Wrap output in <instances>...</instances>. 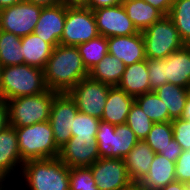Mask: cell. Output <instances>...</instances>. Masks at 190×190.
Returning <instances> with one entry per match:
<instances>
[{
	"label": "cell",
	"mask_w": 190,
	"mask_h": 190,
	"mask_svg": "<svg viewBox=\"0 0 190 190\" xmlns=\"http://www.w3.org/2000/svg\"><path fill=\"white\" fill-rule=\"evenodd\" d=\"M89 76L77 46L57 45L44 69L46 88L68 93L81 79Z\"/></svg>",
	"instance_id": "1"
},
{
	"label": "cell",
	"mask_w": 190,
	"mask_h": 190,
	"mask_svg": "<svg viewBox=\"0 0 190 190\" xmlns=\"http://www.w3.org/2000/svg\"><path fill=\"white\" fill-rule=\"evenodd\" d=\"M20 175L28 190H70L69 167L59 157L26 161Z\"/></svg>",
	"instance_id": "2"
},
{
	"label": "cell",
	"mask_w": 190,
	"mask_h": 190,
	"mask_svg": "<svg viewBox=\"0 0 190 190\" xmlns=\"http://www.w3.org/2000/svg\"><path fill=\"white\" fill-rule=\"evenodd\" d=\"M46 90L43 69L25 63L2 67L0 98L8 101L21 96L38 95Z\"/></svg>",
	"instance_id": "3"
},
{
	"label": "cell",
	"mask_w": 190,
	"mask_h": 190,
	"mask_svg": "<svg viewBox=\"0 0 190 190\" xmlns=\"http://www.w3.org/2000/svg\"><path fill=\"white\" fill-rule=\"evenodd\" d=\"M22 162L46 158H57L60 149L55 144L49 121L25 127H15Z\"/></svg>",
	"instance_id": "4"
},
{
	"label": "cell",
	"mask_w": 190,
	"mask_h": 190,
	"mask_svg": "<svg viewBox=\"0 0 190 190\" xmlns=\"http://www.w3.org/2000/svg\"><path fill=\"white\" fill-rule=\"evenodd\" d=\"M58 93L47 89L38 95L21 96L7 101L9 125L25 127L49 121L54 97Z\"/></svg>",
	"instance_id": "5"
},
{
	"label": "cell",
	"mask_w": 190,
	"mask_h": 190,
	"mask_svg": "<svg viewBox=\"0 0 190 190\" xmlns=\"http://www.w3.org/2000/svg\"><path fill=\"white\" fill-rule=\"evenodd\" d=\"M145 55L148 59H165L171 53L184 47L173 21L163 16L142 32Z\"/></svg>",
	"instance_id": "6"
},
{
	"label": "cell",
	"mask_w": 190,
	"mask_h": 190,
	"mask_svg": "<svg viewBox=\"0 0 190 190\" xmlns=\"http://www.w3.org/2000/svg\"><path fill=\"white\" fill-rule=\"evenodd\" d=\"M99 35L93 11L87 7H66L60 45L77 46Z\"/></svg>",
	"instance_id": "7"
},
{
	"label": "cell",
	"mask_w": 190,
	"mask_h": 190,
	"mask_svg": "<svg viewBox=\"0 0 190 190\" xmlns=\"http://www.w3.org/2000/svg\"><path fill=\"white\" fill-rule=\"evenodd\" d=\"M110 87L87 76L68 94L75 101L79 112L101 119Z\"/></svg>",
	"instance_id": "8"
},
{
	"label": "cell",
	"mask_w": 190,
	"mask_h": 190,
	"mask_svg": "<svg viewBox=\"0 0 190 190\" xmlns=\"http://www.w3.org/2000/svg\"><path fill=\"white\" fill-rule=\"evenodd\" d=\"M42 6L23 0L20 3L0 10V30L11 32L19 37L34 33Z\"/></svg>",
	"instance_id": "9"
},
{
	"label": "cell",
	"mask_w": 190,
	"mask_h": 190,
	"mask_svg": "<svg viewBox=\"0 0 190 190\" xmlns=\"http://www.w3.org/2000/svg\"><path fill=\"white\" fill-rule=\"evenodd\" d=\"M75 101L68 93H58L52 102L49 123L54 140L60 149L71 138V128L78 113Z\"/></svg>",
	"instance_id": "10"
},
{
	"label": "cell",
	"mask_w": 190,
	"mask_h": 190,
	"mask_svg": "<svg viewBox=\"0 0 190 190\" xmlns=\"http://www.w3.org/2000/svg\"><path fill=\"white\" fill-rule=\"evenodd\" d=\"M92 11L96 19L99 35L108 38L139 33L122 4Z\"/></svg>",
	"instance_id": "11"
},
{
	"label": "cell",
	"mask_w": 190,
	"mask_h": 190,
	"mask_svg": "<svg viewBox=\"0 0 190 190\" xmlns=\"http://www.w3.org/2000/svg\"><path fill=\"white\" fill-rule=\"evenodd\" d=\"M89 168L100 190H121L131 182L124 159L99 158Z\"/></svg>",
	"instance_id": "12"
},
{
	"label": "cell",
	"mask_w": 190,
	"mask_h": 190,
	"mask_svg": "<svg viewBox=\"0 0 190 190\" xmlns=\"http://www.w3.org/2000/svg\"><path fill=\"white\" fill-rule=\"evenodd\" d=\"M58 157L69 168L90 167L100 158L96 138L71 136L68 142L60 148Z\"/></svg>",
	"instance_id": "13"
},
{
	"label": "cell",
	"mask_w": 190,
	"mask_h": 190,
	"mask_svg": "<svg viewBox=\"0 0 190 190\" xmlns=\"http://www.w3.org/2000/svg\"><path fill=\"white\" fill-rule=\"evenodd\" d=\"M22 165L15 127L8 125L0 132V178L5 181V185H8L7 179L16 174L13 173L15 170L20 174Z\"/></svg>",
	"instance_id": "14"
},
{
	"label": "cell",
	"mask_w": 190,
	"mask_h": 190,
	"mask_svg": "<svg viewBox=\"0 0 190 190\" xmlns=\"http://www.w3.org/2000/svg\"><path fill=\"white\" fill-rule=\"evenodd\" d=\"M66 19V7L62 4L42 7L34 33L53 47L60 44Z\"/></svg>",
	"instance_id": "15"
},
{
	"label": "cell",
	"mask_w": 190,
	"mask_h": 190,
	"mask_svg": "<svg viewBox=\"0 0 190 190\" xmlns=\"http://www.w3.org/2000/svg\"><path fill=\"white\" fill-rule=\"evenodd\" d=\"M108 53L120 59L126 66L146 60L142 32L129 36L107 38Z\"/></svg>",
	"instance_id": "16"
},
{
	"label": "cell",
	"mask_w": 190,
	"mask_h": 190,
	"mask_svg": "<svg viewBox=\"0 0 190 190\" xmlns=\"http://www.w3.org/2000/svg\"><path fill=\"white\" fill-rule=\"evenodd\" d=\"M134 102L135 98L128 95L124 90L118 86H111L101 120L114 125L126 124Z\"/></svg>",
	"instance_id": "17"
},
{
	"label": "cell",
	"mask_w": 190,
	"mask_h": 190,
	"mask_svg": "<svg viewBox=\"0 0 190 190\" xmlns=\"http://www.w3.org/2000/svg\"><path fill=\"white\" fill-rule=\"evenodd\" d=\"M175 180V162L156 153L149 172L140 179L139 183L146 190H159Z\"/></svg>",
	"instance_id": "18"
},
{
	"label": "cell",
	"mask_w": 190,
	"mask_h": 190,
	"mask_svg": "<svg viewBox=\"0 0 190 190\" xmlns=\"http://www.w3.org/2000/svg\"><path fill=\"white\" fill-rule=\"evenodd\" d=\"M117 86L134 98L151 92L147 58L146 60L126 66L121 81Z\"/></svg>",
	"instance_id": "19"
},
{
	"label": "cell",
	"mask_w": 190,
	"mask_h": 190,
	"mask_svg": "<svg viewBox=\"0 0 190 190\" xmlns=\"http://www.w3.org/2000/svg\"><path fill=\"white\" fill-rule=\"evenodd\" d=\"M155 154L144 140L136 143L124 158L127 174L131 181L139 182L149 172Z\"/></svg>",
	"instance_id": "20"
},
{
	"label": "cell",
	"mask_w": 190,
	"mask_h": 190,
	"mask_svg": "<svg viewBox=\"0 0 190 190\" xmlns=\"http://www.w3.org/2000/svg\"><path fill=\"white\" fill-rule=\"evenodd\" d=\"M53 49L50 43L42 40L35 33L21 37L19 52L24 57V63L29 66L44 70Z\"/></svg>",
	"instance_id": "21"
},
{
	"label": "cell",
	"mask_w": 190,
	"mask_h": 190,
	"mask_svg": "<svg viewBox=\"0 0 190 190\" xmlns=\"http://www.w3.org/2000/svg\"><path fill=\"white\" fill-rule=\"evenodd\" d=\"M165 78L168 83L190 88V52L185 46L165 58Z\"/></svg>",
	"instance_id": "22"
},
{
	"label": "cell",
	"mask_w": 190,
	"mask_h": 190,
	"mask_svg": "<svg viewBox=\"0 0 190 190\" xmlns=\"http://www.w3.org/2000/svg\"><path fill=\"white\" fill-rule=\"evenodd\" d=\"M126 13L139 32H143L164 15L144 0H123Z\"/></svg>",
	"instance_id": "23"
},
{
	"label": "cell",
	"mask_w": 190,
	"mask_h": 190,
	"mask_svg": "<svg viewBox=\"0 0 190 190\" xmlns=\"http://www.w3.org/2000/svg\"><path fill=\"white\" fill-rule=\"evenodd\" d=\"M162 100L165 108H168L169 122L181 118L190 88H184L172 83H166L154 90Z\"/></svg>",
	"instance_id": "24"
},
{
	"label": "cell",
	"mask_w": 190,
	"mask_h": 190,
	"mask_svg": "<svg viewBox=\"0 0 190 190\" xmlns=\"http://www.w3.org/2000/svg\"><path fill=\"white\" fill-rule=\"evenodd\" d=\"M126 65L109 53L90 71L89 76L110 86H117L121 81Z\"/></svg>",
	"instance_id": "25"
},
{
	"label": "cell",
	"mask_w": 190,
	"mask_h": 190,
	"mask_svg": "<svg viewBox=\"0 0 190 190\" xmlns=\"http://www.w3.org/2000/svg\"><path fill=\"white\" fill-rule=\"evenodd\" d=\"M20 47L21 37L0 30V63L2 67L24 64V57L19 52Z\"/></svg>",
	"instance_id": "26"
},
{
	"label": "cell",
	"mask_w": 190,
	"mask_h": 190,
	"mask_svg": "<svg viewBox=\"0 0 190 190\" xmlns=\"http://www.w3.org/2000/svg\"><path fill=\"white\" fill-rule=\"evenodd\" d=\"M79 54L82 57L85 68L90 71L108 54L107 38L98 35L88 42L77 45Z\"/></svg>",
	"instance_id": "27"
},
{
	"label": "cell",
	"mask_w": 190,
	"mask_h": 190,
	"mask_svg": "<svg viewBox=\"0 0 190 190\" xmlns=\"http://www.w3.org/2000/svg\"><path fill=\"white\" fill-rule=\"evenodd\" d=\"M138 138L127 124L116 125L111 140V158L124 159L138 142Z\"/></svg>",
	"instance_id": "28"
},
{
	"label": "cell",
	"mask_w": 190,
	"mask_h": 190,
	"mask_svg": "<svg viewBox=\"0 0 190 190\" xmlns=\"http://www.w3.org/2000/svg\"><path fill=\"white\" fill-rule=\"evenodd\" d=\"M135 102L154 123L169 121L168 108L154 91L135 97Z\"/></svg>",
	"instance_id": "29"
},
{
	"label": "cell",
	"mask_w": 190,
	"mask_h": 190,
	"mask_svg": "<svg viewBox=\"0 0 190 190\" xmlns=\"http://www.w3.org/2000/svg\"><path fill=\"white\" fill-rule=\"evenodd\" d=\"M168 17L173 21L181 40H190V0H174Z\"/></svg>",
	"instance_id": "30"
},
{
	"label": "cell",
	"mask_w": 190,
	"mask_h": 190,
	"mask_svg": "<svg viewBox=\"0 0 190 190\" xmlns=\"http://www.w3.org/2000/svg\"><path fill=\"white\" fill-rule=\"evenodd\" d=\"M173 139V126L171 122L154 123L144 141L155 153L164 150Z\"/></svg>",
	"instance_id": "31"
},
{
	"label": "cell",
	"mask_w": 190,
	"mask_h": 190,
	"mask_svg": "<svg viewBox=\"0 0 190 190\" xmlns=\"http://www.w3.org/2000/svg\"><path fill=\"white\" fill-rule=\"evenodd\" d=\"M126 124L140 141L147 137L154 122L144 113L141 107L134 102L128 114Z\"/></svg>",
	"instance_id": "32"
},
{
	"label": "cell",
	"mask_w": 190,
	"mask_h": 190,
	"mask_svg": "<svg viewBox=\"0 0 190 190\" xmlns=\"http://www.w3.org/2000/svg\"><path fill=\"white\" fill-rule=\"evenodd\" d=\"M101 119L78 112L74 118L71 136L77 138H96Z\"/></svg>",
	"instance_id": "33"
},
{
	"label": "cell",
	"mask_w": 190,
	"mask_h": 190,
	"mask_svg": "<svg viewBox=\"0 0 190 190\" xmlns=\"http://www.w3.org/2000/svg\"><path fill=\"white\" fill-rule=\"evenodd\" d=\"M70 190H100L89 167L69 168Z\"/></svg>",
	"instance_id": "34"
},
{
	"label": "cell",
	"mask_w": 190,
	"mask_h": 190,
	"mask_svg": "<svg viewBox=\"0 0 190 190\" xmlns=\"http://www.w3.org/2000/svg\"><path fill=\"white\" fill-rule=\"evenodd\" d=\"M116 125L110 124L105 121H100L97 135L96 143L98 145V151L100 158H111L112 146V134L115 133Z\"/></svg>",
	"instance_id": "35"
},
{
	"label": "cell",
	"mask_w": 190,
	"mask_h": 190,
	"mask_svg": "<svg viewBox=\"0 0 190 190\" xmlns=\"http://www.w3.org/2000/svg\"><path fill=\"white\" fill-rule=\"evenodd\" d=\"M148 77L151 85V92L168 83L165 78V59H148Z\"/></svg>",
	"instance_id": "36"
},
{
	"label": "cell",
	"mask_w": 190,
	"mask_h": 190,
	"mask_svg": "<svg viewBox=\"0 0 190 190\" xmlns=\"http://www.w3.org/2000/svg\"><path fill=\"white\" fill-rule=\"evenodd\" d=\"M173 126V138L182 147V150L190 149V120L183 118L171 121Z\"/></svg>",
	"instance_id": "37"
},
{
	"label": "cell",
	"mask_w": 190,
	"mask_h": 190,
	"mask_svg": "<svg viewBox=\"0 0 190 190\" xmlns=\"http://www.w3.org/2000/svg\"><path fill=\"white\" fill-rule=\"evenodd\" d=\"M176 180L190 185V149L183 150L175 163Z\"/></svg>",
	"instance_id": "38"
},
{
	"label": "cell",
	"mask_w": 190,
	"mask_h": 190,
	"mask_svg": "<svg viewBox=\"0 0 190 190\" xmlns=\"http://www.w3.org/2000/svg\"><path fill=\"white\" fill-rule=\"evenodd\" d=\"M182 147L177 143V141L173 138L169 145L160 152L164 157L168 160L173 161L176 163V160L182 153Z\"/></svg>",
	"instance_id": "39"
},
{
	"label": "cell",
	"mask_w": 190,
	"mask_h": 190,
	"mask_svg": "<svg viewBox=\"0 0 190 190\" xmlns=\"http://www.w3.org/2000/svg\"><path fill=\"white\" fill-rule=\"evenodd\" d=\"M158 9L164 16H168L174 0H144Z\"/></svg>",
	"instance_id": "40"
},
{
	"label": "cell",
	"mask_w": 190,
	"mask_h": 190,
	"mask_svg": "<svg viewBox=\"0 0 190 190\" xmlns=\"http://www.w3.org/2000/svg\"><path fill=\"white\" fill-rule=\"evenodd\" d=\"M122 2L123 0H89L87 8L95 10L103 7L119 5L122 4Z\"/></svg>",
	"instance_id": "41"
},
{
	"label": "cell",
	"mask_w": 190,
	"mask_h": 190,
	"mask_svg": "<svg viewBox=\"0 0 190 190\" xmlns=\"http://www.w3.org/2000/svg\"><path fill=\"white\" fill-rule=\"evenodd\" d=\"M9 125L7 101L0 98V132Z\"/></svg>",
	"instance_id": "42"
},
{
	"label": "cell",
	"mask_w": 190,
	"mask_h": 190,
	"mask_svg": "<svg viewBox=\"0 0 190 190\" xmlns=\"http://www.w3.org/2000/svg\"><path fill=\"white\" fill-rule=\"evenodd\" d=\"M65 7H87L89 0H60Z\"/></svg>",
	"instance_id": "43"
},
{
	"label": "cell",
	"mask_w": 190,
	"mask_h": 190,
	"mask_svg": "<svg viewBox=\"0 0 190 190\" xmlns=\"http://www.w3.org/2000/svg\"><path fill=\"white\" fill-rule=\"evenodd\" d=\"M26 1L42 7H51L61 4L60 0H26Z\"/></svg>",
	"instance_id": "44"
},
{
	"label": "cell",
	"mask_w": 190,
	"mask_h": 190,
	"mask_svg": "<svg viewBox=\"0 0 190 190\" xmlns=\"http://www.w3.org/2000/svg\"><path fill=\"white\" fill-rule=\"evenodd\" d=\"M185 185L186 183L175 180L159 190H185Z\"/></svg>",
	"instance_id": "45"
},
{
	"label": "cell",
	"mask_w": 190,
	"mask_h": 190,
	"mask_svg": "<svg viewBox=\"0 0 190 190\" xmlns=\"http://www.w3.org/2000/svg\"><path fill=\"white\" fill-rule=\"evenodd\" d=\"M121 190H146L139 182L131 181L127 186Z\"/></svg>",
	"instance_id": "46"
},
{
	"label": "cell",
	"mask_w": 190,
	"mask_h": 190,
	"mask_svg": "<svg viewBox=\"0 0 190 190\" xmlns=\"http://www.w3.org/2000/svg\"><path fill=\"white\" fill-rule=\"evenodd\" d=\"M181 118L186 119V120H190V93H189L188 98L186 100V104H185L184 111H183Z\"/></svg>",
	"instance_id": "47"
},
{
	"label": "cell",
	"mask_w": 190,
	"mask_h": 190,
	"mask_svg": "<svg viewBox=\"0 0 190 190\" xmlns=\"http://www.w3.org/2000/svg\"><path fill=\"white\" fill-rule=\"evenodd\" d=\"M23 0H0V10L22 2Z\"/></svg>",
	"instance_id": "48"
},
{
	"label": "cell",
	"mask_w": 190,
	"mask_h": 190,
	"mask_svg": "<svg viewBox=\"0 0 190 190\" xmlns=\"http://www.w3.org/2000/svg\"><path fill=\"white\" fill-rule=\"evenodd\" d=\"M5 182L0 178V190H12L10 189V186H15V185H9V189L7 188V186L4 185ZM4 185V186H3ZM6 187V188H5Z\"/></svg>",
	"instance_id": "49"
},
{
	"label": "cell",
	"mask_w": 190,
	"mask_h": 190,
	"mask_svg": "<svg viewBox=\"0 0 190 190\" xmlns=\"http://www.w3.org/2000/svg\"><path fill=\"white\" fill-rule=\"evenodd\" d=\"M185 48L190 52V40L184 43Z\"/></svg>",
	"instance_id": "50"
},
{
	"label": "cell",
	"mask_w": 190,
	"mask_h": 190,
	"mask_svg": "<svg viewBox=\"0 0 190 190\" xmlns=\"http://www.w3.org/2000/svg\"><path fill=\"white\" fill-rule=\"evenodd\" d=\"M1 72H2V65L0 63V85H1Z\"/></svg>",
	"instance_id": "51"
},
{
	"label": "cell",
	"mask_w": 190,
	"mask_h": 190,
	"mask_svg": "<svg viewBox=\"0 0 190 190\" xmlns=\"http://www.w3.org/2000/svg\"><path fill=\"white\" fill-rule=\"evenodd\" d=\"M185 190H190V185L189 184L185 185Z\"/></svg>",
	"instance_id": "52"
}]
</instances>
